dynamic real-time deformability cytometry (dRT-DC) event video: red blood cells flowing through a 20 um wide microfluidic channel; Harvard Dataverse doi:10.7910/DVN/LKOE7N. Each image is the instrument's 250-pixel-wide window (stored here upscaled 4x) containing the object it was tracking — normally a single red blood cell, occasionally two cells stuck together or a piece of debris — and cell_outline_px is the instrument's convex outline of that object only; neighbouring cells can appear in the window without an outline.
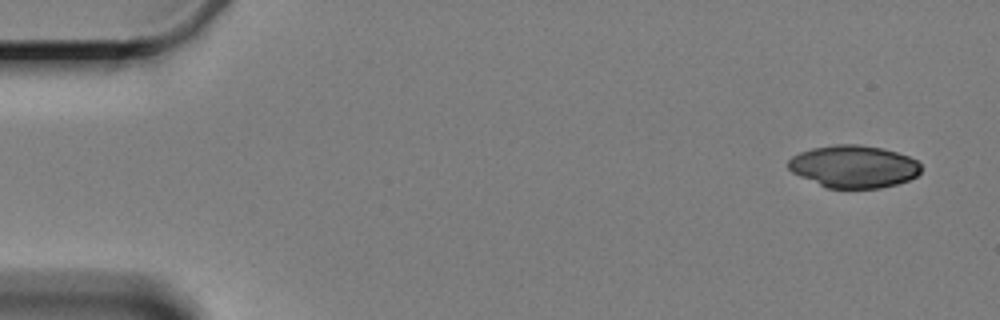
{"species": "Egyptian fruit bat (a non-hibernating species)", "species_latin": "Rousettus aegyptiacus", "temperature_condition": "cold", "stored_images_in_passage": 5, "camera_frame_rate_fps": 3000, "um_per_image_px": 0.085, "animal": {"sex": "female"}, "frame": {"image": 1, "passage_image": 1, "time_ms": 0.0, "image_size_px": [1000, 320], "cell_outline_px": [[920, 172], [916, 176], [908, 180], [896, 184], [880, 188], [828, 188], [800, 176], [792, 172], [788, 168], [788, 160], [792, 156], [800, 152], [812, 148], [836, 144], [856, 144], [880, 148], [896, 152], [908, 156], [916, 160], [920, 164]], "centroid_in_image_um": [72.55, 14.15], "position_along_channel_um": 12.4, "area_um2": 32.6}}